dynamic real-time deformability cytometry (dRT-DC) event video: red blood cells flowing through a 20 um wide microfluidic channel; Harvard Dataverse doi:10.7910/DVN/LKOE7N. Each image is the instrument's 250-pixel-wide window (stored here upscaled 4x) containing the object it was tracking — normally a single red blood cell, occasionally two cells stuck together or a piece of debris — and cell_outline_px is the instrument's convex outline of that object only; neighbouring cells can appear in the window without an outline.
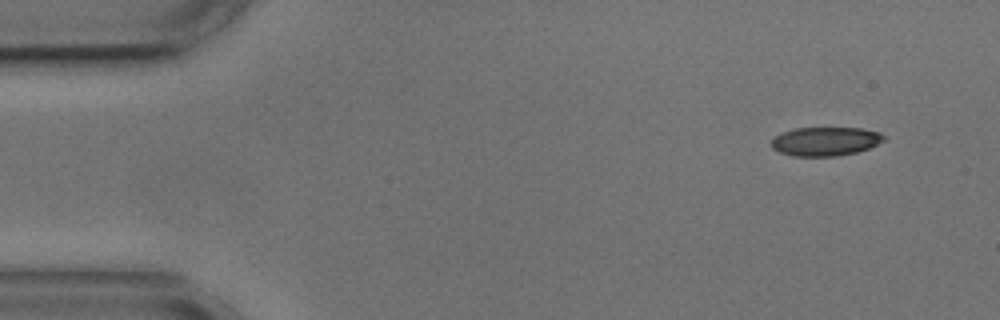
{"species": "common noctule bat (a hibernating species)", "species_latin": "Nyctalus noctula", "temperature_condition": "cold", "stored_images_in_passage": 4, "camera_frame_rate_fps": 3000, "um_per_image_px": 0.085, "animal": {"sex": "male", "body_mass_g": 17.9, "forearm_length_mm": 54.2}, "frame": {"image": 1, "passage_image": 1, "time_ms": 0.0, "image_size_px": [1000, 320], "cell_outline_px": [[888, 140], [868, 148], [856, 152], [836, 156], [792, 156], [780, 152], [772, 148], [768, 144], [776, 136], [784, 132], [796, 128], [860, 128], [880, 132], [888, 136]], "centroid_in_image_um": [70.2, 12.01], "position_along_channel_um": 14.8, "area_um2": 19.07}}
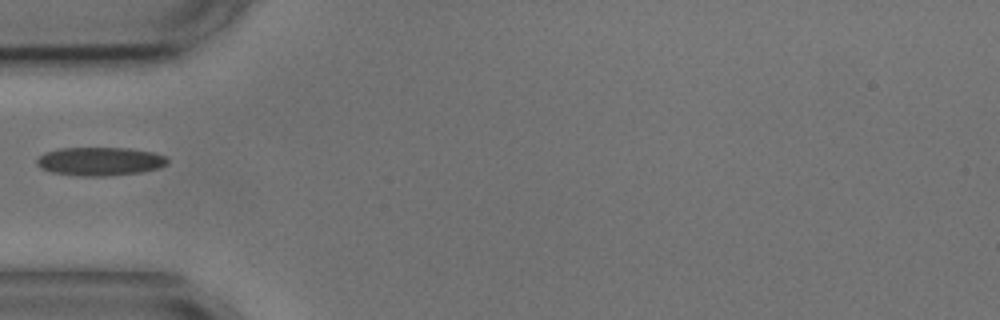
{"frame": {"image": 2, "passage_image": 4, "time_ms": 4.333, "image_size_px": [1000, 320], "cell_outline_px": [[168, 164], [160, 168], [140, 172], [104, 176], [80, 176], [52, 172], [40, 168], [36, 164], [36, 160], [44, 152], [60, 148], [132, 148], [152, 152], [164, 156], [168, 160]], "centroid_in_image_um": [8.49, 13.71], "position_along_channel_um": 76.5, "area_um2": 21.73}}